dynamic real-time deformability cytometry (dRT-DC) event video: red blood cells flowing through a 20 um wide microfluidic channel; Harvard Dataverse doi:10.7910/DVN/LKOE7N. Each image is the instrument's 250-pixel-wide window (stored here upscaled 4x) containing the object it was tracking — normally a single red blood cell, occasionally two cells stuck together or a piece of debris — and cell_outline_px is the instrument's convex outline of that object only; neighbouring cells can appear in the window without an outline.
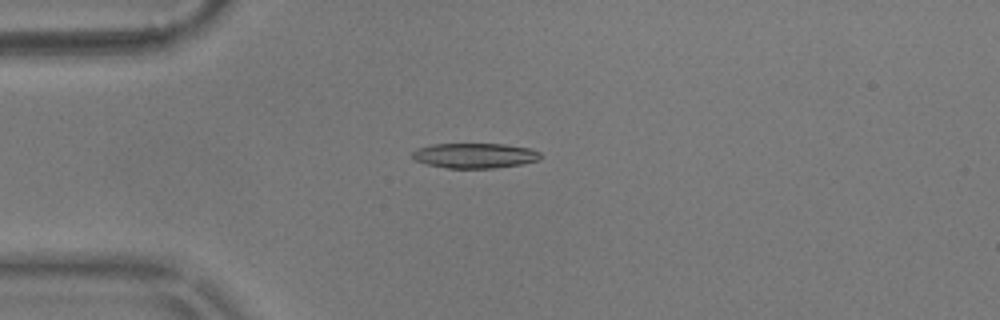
{"species": "common noctule bat (a hibernating species)", "species_latin": "Nyctalus noctula", "temperature_condition": "warm", "stored_images_in_passage": 42, "camera_frame_rate_fps": 3000, "um_per_image_px": 0.085, "animal": {"sex": "male", "body_mass_g": 17.9}, "frame": {"image": 1, "passage_image": 1, "time_ms": 0.0, "image_size_px": [1000, 320], "cell_outline_px": [[540, 156], [536, 160], [520, 164], [496, 168], [448, 168], [428, 164], [416, 160], [412, 156], [412, 152], [416, 148], [432, 144], [504, 144], [532, 148], [540, 152]], "centroid_in_image_um": [40.34, 13.21], "position_along_channel_um": 44.7, "area_um2": 18.61}}
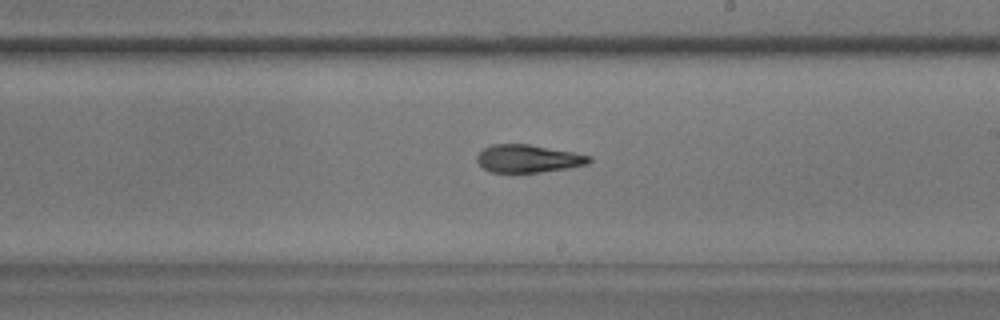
{"frame": {"image": 2, "passage_image": 19, "time_ms": 6.0, "image_size_px": [1000, 320], "cell_outline_px": [[592, 160], [588, 164], [568, 168], [540, 172], [492, 172], [484, 168], [476, 160], [476, 156], [484, 148], [492, 144], [528, 144], [572, 152], [592, 156]], "centroid_in_image_um": [44.9, 13.48], "position_along_channel_um": 244.1, "area_um2": 18.03}}
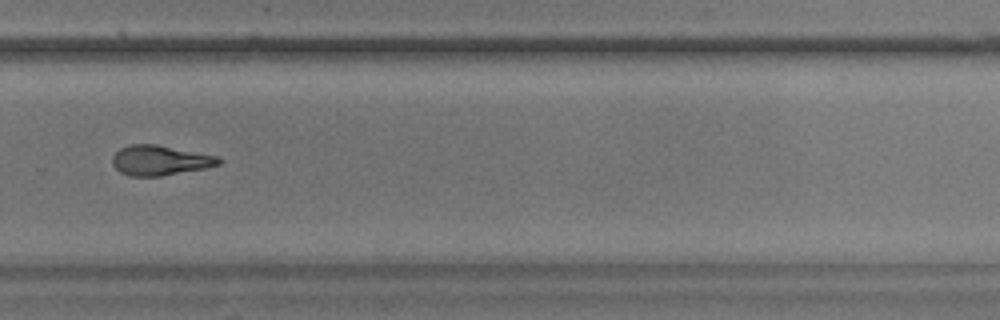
{"frame": {"image": 3, "passage_image": 25, "time_ms": 8.0, "image_size_px": [1000, 320], "cell_outline_px": [[224, 160], [220, 164], [204, 168], [160, 176], [132, 176], [120, 172], [112, 164], [112, 156], [120, 148], [128, 144], [156, 144], [216, 156]], "centroid_in_image_um": [13.57, 13.62], "position_along_channel_um": 316.2, "area_um2": 18.44}, "authors_computed_cell_mechanics": {"area_um2": 18.7561, "velocity_mm_per_s": 3.6126, "shape_relaxation_time_tau1_ms": 9.6927, "shape_relaxation_time_tau2_ms": 3.8058, "deformation_change_tau1": 0.2534, "deformation_change_tau2": 0.1368}}